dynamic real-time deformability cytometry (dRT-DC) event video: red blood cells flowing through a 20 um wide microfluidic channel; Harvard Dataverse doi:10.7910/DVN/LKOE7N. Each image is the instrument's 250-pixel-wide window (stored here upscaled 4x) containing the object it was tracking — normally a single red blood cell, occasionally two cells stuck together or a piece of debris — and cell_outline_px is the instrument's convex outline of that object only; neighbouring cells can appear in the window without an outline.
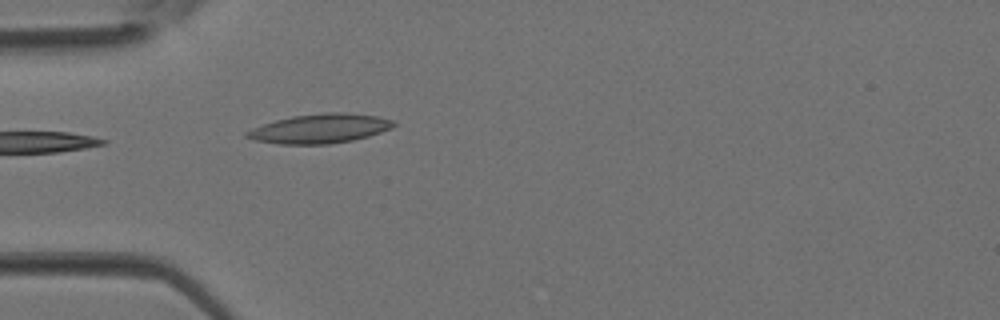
{"species": "Egyptian fruit bat (a non-hibernating species)", "species_latin": "Rousettus aegyptiacus", "temperature_condition": "room temperature", "stored_images_in_passage": 4, "camera_frame_rate_fps": 3000, "um_per_image_px": 0.085, "animal": {"sex": "female"}, "frame": {"image": 1, "passage_image": 4, "time_ms": 1.0, "image_size_px": [1000, 320], "cell_outline_px": [[396, 124], [392, 128], [368, 136], [352, 140], [328, 144], [280, 144], [256, 140], [244, 136], [244, 132], [252, 128], [276, 120], [292, 116], [324, 112], [344, 112], [376, 116], [392, 120]], "centroid_in_image_um": [27.18, 10.92], "position_along_channel_um": 57.8, "area_um2": 24.91}}